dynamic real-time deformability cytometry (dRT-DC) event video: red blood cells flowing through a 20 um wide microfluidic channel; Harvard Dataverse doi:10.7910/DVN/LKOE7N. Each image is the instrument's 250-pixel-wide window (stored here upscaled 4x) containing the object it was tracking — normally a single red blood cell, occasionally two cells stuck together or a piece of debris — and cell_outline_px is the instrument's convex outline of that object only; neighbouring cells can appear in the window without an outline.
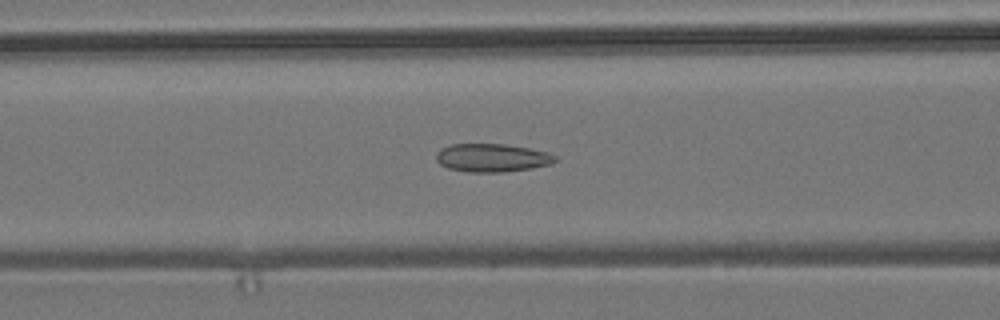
{"species": "common noctule bat (a hibernating species)", "species_latin": "Nyctalus noctula", "temperature_condition": "room temperature", "stored_images_in_passage": 40, "camera_frame_rate_fps": 3000, "um_per_image_px": 0.085, "animal": {"sex": "male", "body_mass_g": 19.2, "forearm_length_mm": 51.8}, "frame": {"image": 1, "passage_image": 13, "time_ms": 4.0, "image_size_px": [1000, 320], "cell_outline_px": [[560, 160], [552, 164], [532, 168], [504, 172], [468, 172], [448, 168], [440, 164], [436, 160], [436, 152], [440, 148], [452, 144], [504, 144], [528, 148], [548, 152], [556, 156]], "centroid_in_image_um": [41.84, 13.41], "position_along_channel_um": 124.8, "area_um2": 19.77}}
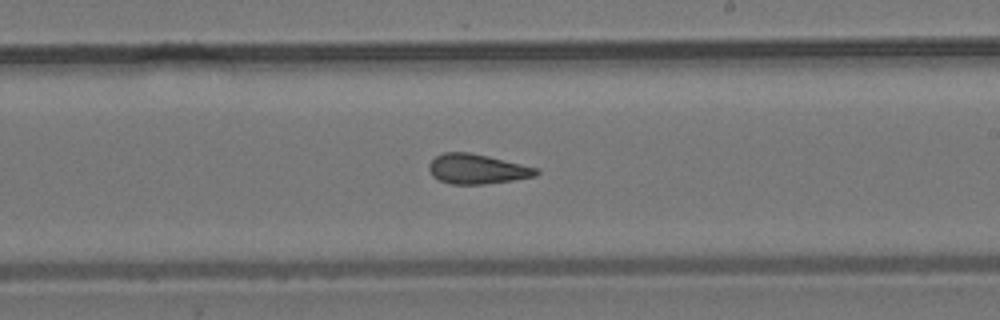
{"frame": {"image": 2, "passage_image": 23, "time_ms": 7.333, "image_size_px": [1000, 320], "cell_outline_px": [[540, 172], [536, 176], [512, 180], [484, 184], [452, 184], [440, 180], [432, 176], [428, 168], [428, 164], [436, 156], [444, 152], [468, 152], [488, 156], [540, 168]], "centroid_in_image_um": [40.57, 14.36], "position_along_channel_um": 248.4, "area_um2": 18.67}}
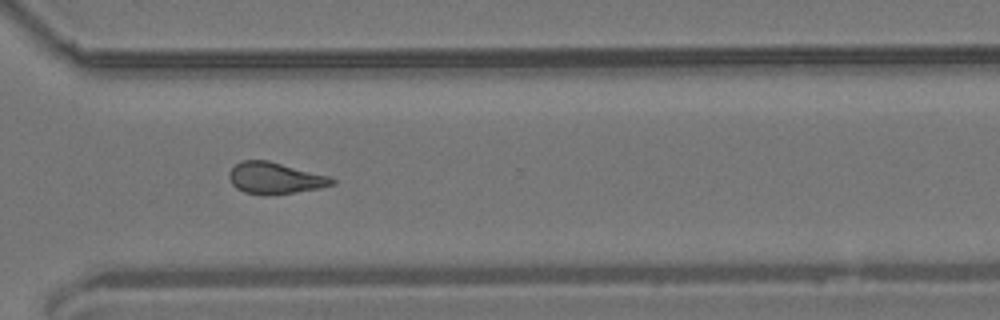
{"frame": {"image": 3, "passage_image": 31, "time_ms": 10.0, "image_size_px": [1000, 320], "cell_outline_px": [[336, 184], [320, 188], [296, 192], [268, 196], [264, 196], [244, 192], [236, 188], [232, 184], [228, 176], [228, 172], [236, 164], [244, 160], [268, 160], [328, 176], [336, 180]], "centroid_in_image_um": [23.36, 15.16], "position_along_channel_um": 347.2, "area_um2": 19.02}, "authors_computed_cell_mechanics": {"area_um2": 19.074, "velocity_mm_per_s": 3.71, "shape_relaxation_time_tau1_ms": null, "shape_relaxation_time_tau2_ms": 2.4164, "deformation_change_tau1": null, "deformation_change_tau2": 0.1102}}